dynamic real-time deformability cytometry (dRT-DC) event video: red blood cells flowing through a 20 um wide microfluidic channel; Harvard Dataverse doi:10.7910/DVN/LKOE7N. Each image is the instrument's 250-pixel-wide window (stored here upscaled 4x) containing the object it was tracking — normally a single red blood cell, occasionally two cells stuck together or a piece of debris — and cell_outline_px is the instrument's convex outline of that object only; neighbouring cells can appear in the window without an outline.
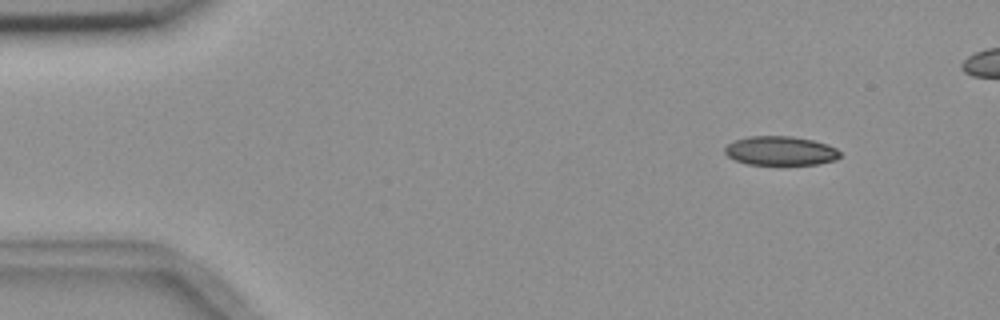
{"species": "common noctule bat (a hibernating species)", "species_latin": "Nyctalus noctula", "temperature_condition": "room temperature", "stored_images_in_passage": 5, "camera_frame_rate_fps": 3000, "um_per_image_px": 0.085, "animal": {"sex": "female", "body_mass_g": 18.4}, "frame": {"image": 1, "passage_image": 1, "time_ms": 0.0, "image_size_px": [1000, 320], "cell_outline_px": [[840, 156], [836, 160], [816, 164], [748, 164], [736, 160], [728, 156], [724, 152], [724, 148], [728, 144], [736, 140], [748, 136], [792, 136], [812, 140], [828, 144], [836, 148], [840, 152]], "centroid_in_image_um": [66.35, 12.81], "position_along_channel_um": 18.6, "area_um2": 19.42}}